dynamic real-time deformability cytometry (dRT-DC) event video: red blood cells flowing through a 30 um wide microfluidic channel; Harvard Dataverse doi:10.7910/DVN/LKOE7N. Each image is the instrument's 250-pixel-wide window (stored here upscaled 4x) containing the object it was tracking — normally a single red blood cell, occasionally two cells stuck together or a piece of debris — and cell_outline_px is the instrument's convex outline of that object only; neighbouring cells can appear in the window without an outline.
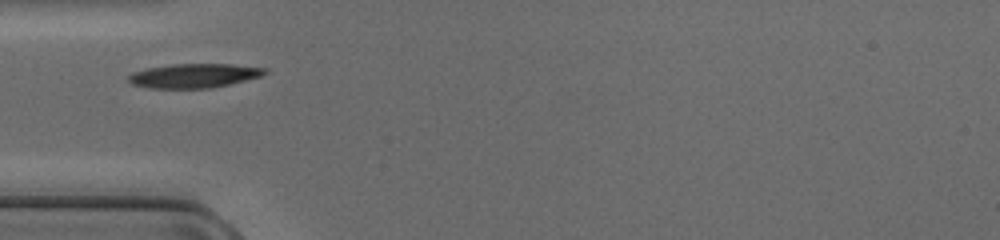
{"species": "common noctule bat (a hibernating species)", "species_latin": "Nyctalus noctula", "temperature_condition": "cold", "stored_images_in_passage": 34, "camera_frame_rate_fps": 3000, "um_per_image_px": 0.085, "animal": {"sex": "female", "body_mass_g": 17.0, "forearm_length_mm": 48.0}, "frame": {"image": 1, "passage_image": 1, "time_ms": 0.0, "image_size_px": [1000, 240], "cell_outline_px": [[268, 72], [260, 76], [212, 88], [148, 88], [132, 84], [128, 80], [128, 76], [132, 72], [148, 68], [172, 64], [232, 64], [268, 68]], "centroid_in_image_um": [16.48, 6.43], "position_along_channel_um": 68.5, "area_um2": 19.13}}
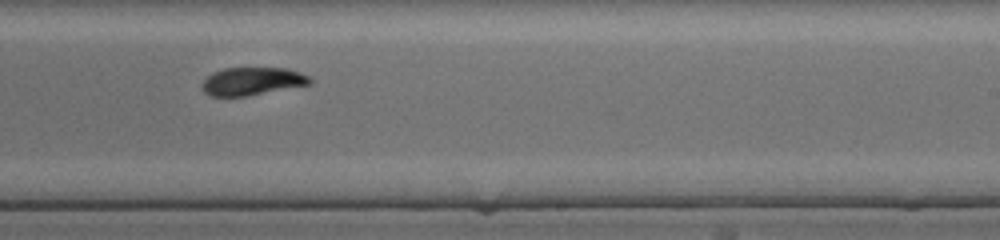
{"frame": {"image": 2, "passage_image": 15, "time_ms": 4.667, "image_size_px": [1000, 240], "cell_outline_px": [[312, 84], [248, 96], [208, 96], [204, 92], [204, 80], [212, 72], [224, 68], [288, 68], [300, 72], [308, 76], [312, 80]], "centroid_in_image_um": [21.47, 6.91], "position_along_channel_um": 267.5, "area_um2": 17.57}}
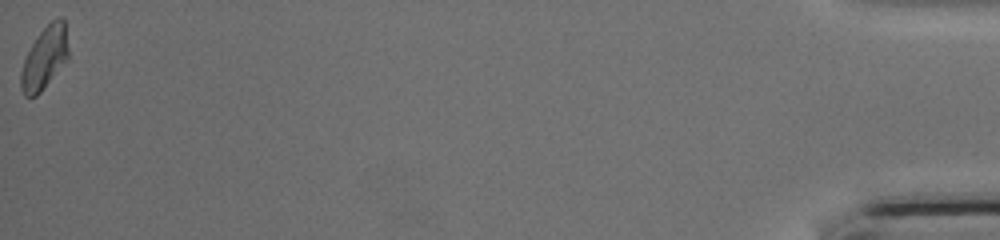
{"frame": {"image": 3, "passage_image": 34, "time_ms": 11.0, "image_size_px": [1000, 240], "cell_outline_px": [[68, 60], [40, 92], [36, 96], [24, 96], [20, 88], [20, 72], [24, 60], [32, 44], [40, 32], [52, 20], [60, 16], [64, 20], [68, 48]], "centroid_in_image_um": [3.79, 4.94], "position_along_channel_um": 431.4, "area_um2": 17.17}}